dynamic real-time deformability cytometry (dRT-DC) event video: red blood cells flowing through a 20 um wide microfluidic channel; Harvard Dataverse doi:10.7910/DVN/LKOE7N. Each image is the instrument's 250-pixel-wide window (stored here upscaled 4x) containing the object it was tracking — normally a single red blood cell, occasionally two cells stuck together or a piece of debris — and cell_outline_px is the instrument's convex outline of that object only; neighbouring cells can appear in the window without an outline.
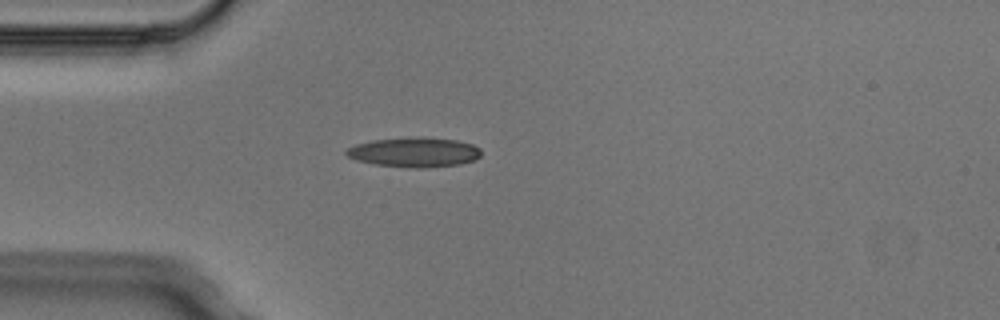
{"species": "Egyptian fruit bat (a non-hibernating species)", "species_latin": "Rousettus aegyptiacus", "temperature_condition": "cold", "stored_images_in_passage": 3, "camera_frame_rate_fps": 3000, "um_per_image_px": 0.085, "animal": {"sex": "male"}, "frame": {"image": 1, "passage_image": 3, "time_ms": 0.667, "image_size_px": [1000, 320], "cell_outline_px": [[480, 156], [476, 160], [460, 164], [424, 168], [416, 168], [372, 164], [356, 160], [348, 156], [344, 152], [348, 148], [356, 144], [372, 140], [420, 136], [456, 140], [472, 144], [480, 148]], "centroid_in_image_um": [35.22, 12.93], "position_along_channel_um": 49.8, "area_um2": 23.47}}